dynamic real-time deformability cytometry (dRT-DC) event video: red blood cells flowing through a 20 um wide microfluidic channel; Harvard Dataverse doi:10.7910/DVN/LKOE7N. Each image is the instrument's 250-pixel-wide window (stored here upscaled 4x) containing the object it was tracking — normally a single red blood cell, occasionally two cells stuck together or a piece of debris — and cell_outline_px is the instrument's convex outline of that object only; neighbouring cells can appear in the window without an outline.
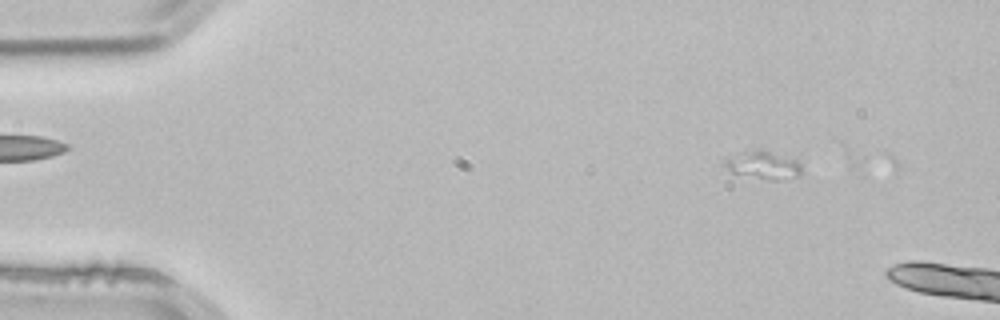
{"species": "common noctule bat (a hibernating species)", "species_latin": "Nyctalus noctula", "temperature_condition": "room temperature", "stored_images_in_passage": 2, "camera_frame_rate_fps": 3000, "um_per_image_px": 0.085, "animal": {"sex": "male", "body_mass_g": 21.5, "forearm_length_mm": 52.0}, "frame": {"image": 1, "passage_image": 2, "time_ms": 0.333, "image_size_px": [1000, 320], "cell_outline_px": [[800, 176], [780, 180], [768, 180], [732, 172], [724, 164], [724, 160], [728, 156], [740, 152], [760, 148], [796, 156], [800, 164]], "centroid_in_image_um": [64.95, 13.98], "position_along_channel_um": 20.0, "area_um2": 13.06}}